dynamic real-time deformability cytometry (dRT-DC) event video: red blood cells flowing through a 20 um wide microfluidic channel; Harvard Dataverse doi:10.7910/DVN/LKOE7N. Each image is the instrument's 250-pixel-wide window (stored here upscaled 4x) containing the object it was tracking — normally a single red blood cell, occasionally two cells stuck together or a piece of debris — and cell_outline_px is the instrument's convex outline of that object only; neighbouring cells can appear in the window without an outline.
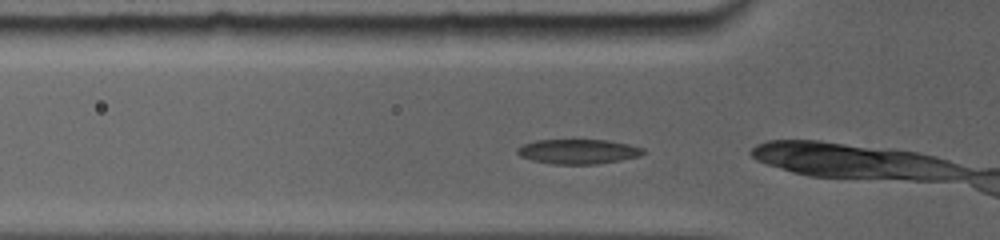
{"species": "common noctule bat (a hibernating species)", "species_latin": "Nyctalus noctula", "temperature_condition": "room temperature", "stored_images_in_passage": 21, "camera_frame_rate_fps": 5000, "um_per_image_px": 0.085, "animal": {"sex": "female", "body_mass_g": 19.0, "forearm_length_mm": 56.7}, "frame": {"image": 1, "passage_image": 4, "time_ms": 0.4, "image_size_px": [1000, 240], "cell_outline_px": [[644, 152], [640, 156], [620, 160], [596, 164], [552, 164], [532, 160], [520, 156], [516, 152], [524, 144], [536, 140], [604, 140], [628, 144], [644, 148]], "centroid_in_image_um": [49.15, 12.88], "position_along_channel_um": 76.6, "area_um2": 17.92}}
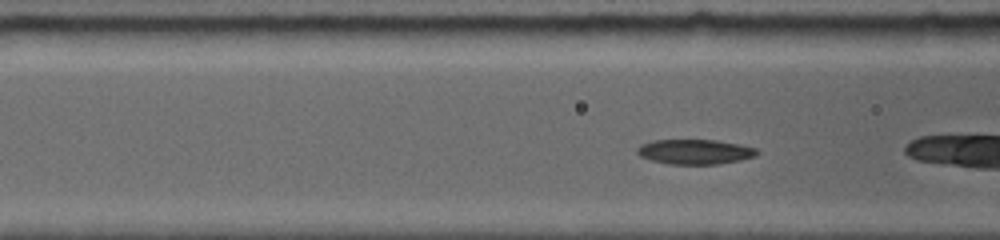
{"frame": {"image": 2, "passage_image": 10, "time_ms": 1.2, "image_size_px": [1000, 240], "cell_outline_px": [[760, 152], [756, 156], [740, 160], [716, 164], [668, 164], [652, 160], [640, 156], [636, 152], [644, 144], [656, 140], [712, 140], [736, 144], [756, 148]], "centroid_in_image_um": [59.11, 12.91], "position_along_channel_um": 107.5, "area_um2": 16.99}}
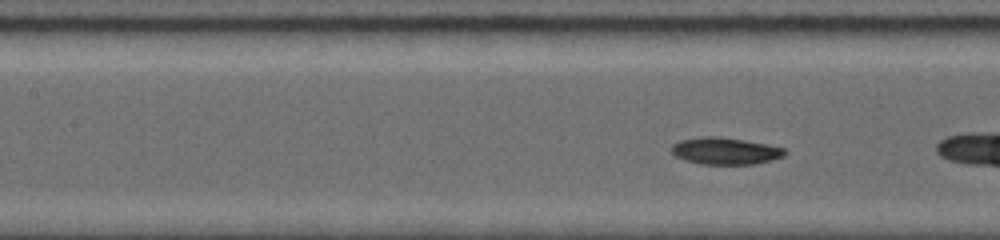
{"frame": {"image": 3, "passage_image": 16, "time_ms": 2.2, "image_size_px": [1000, 240], "cell_outline_px": [[784, 156], [772, 160], [756, 164], [700, 164], [684, 160], [676, 156], [672, 152], [672, 144], [680, 140], [740, 140], [764, 144], [784, 148]], "centroid_in_image_um": [61.68, 12.91], "position_along_channel_um": 145.7, "area_um2": 16.47}}